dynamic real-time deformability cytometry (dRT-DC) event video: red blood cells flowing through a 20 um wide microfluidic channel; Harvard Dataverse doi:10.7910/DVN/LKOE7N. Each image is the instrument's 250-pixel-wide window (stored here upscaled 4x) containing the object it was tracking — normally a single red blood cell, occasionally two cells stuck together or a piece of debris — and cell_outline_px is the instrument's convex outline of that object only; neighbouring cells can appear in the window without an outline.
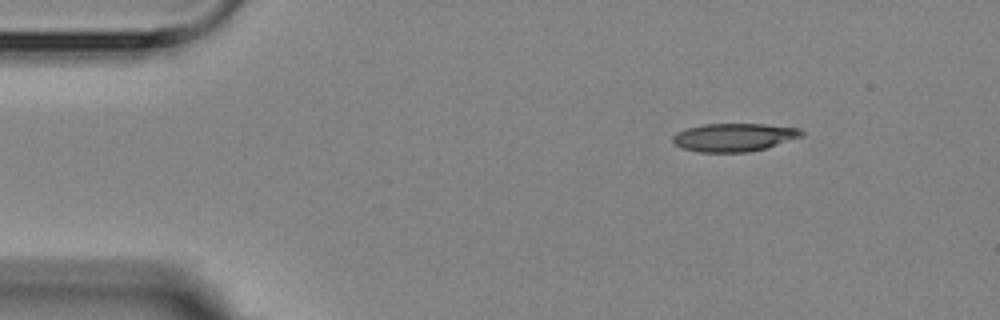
{"species": "Egyptian fruit bat (a non-hibernating species)", "species_latin": "Rousettus aegyptiacus", "temperature_condition": "room temperature", "stored_images_in_passage": 5, "camera_frame_rate_fps": 3000, "um_per_image_px": 0.085, "animal": {"sex": "female"}, "frame": {"image": 1, "passage_image": 1, "time_ms": 0.0, "image_size_px": [1000, 320], "cell_outline_px": [[804, 136], [768, 148], [748, 152], [700, 152], [684, 148], [676, 144], [672, 140], [672, 136], [676, 132], [688, 128], [704, 124], [764, 124], [800, 128], [804, 132]], "centroid_in_image_um": [62.45, 11.67], "position_along_channel_um": 22.5, "area_um2": 21.21}}
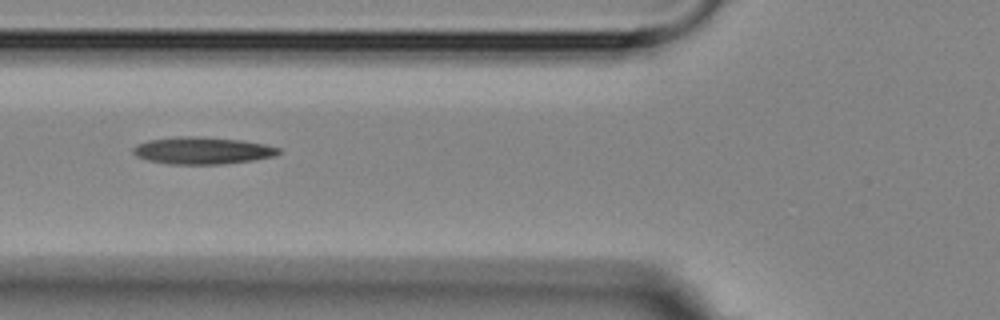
{"frame": {"image": 2, "passage_image": 4, "time_ms": 4.333, "image_size_px": [1000, 320], "cell_outline_px": [[280, 152], [276, 156], [252, 160], [220, 164], [168, 164], [148, 160], [136, 156], [132, 152], [132, 148], [136, 144], [148, 140], [176, 136], [200, 136], [244, 140], [264, 144], [280, 148]], "centroid_in_image_um": [17.18, 12.78], "position_along_channel_um": 108.6, "area_um2": 23.18}}
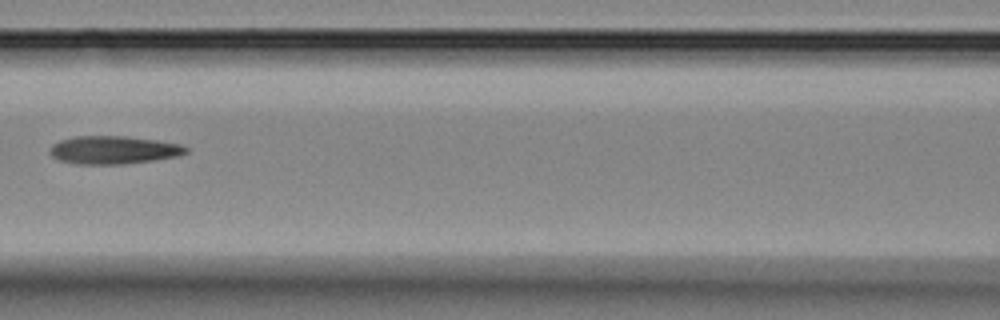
{"frame": {"image": 3, "passage_image": 5, "time_ms": 5.667, "image_size_px": [1000, 320], "cell_outline_px": [[188, 152], [180, 156], [152, 160], [120, 164], [76, 164], [60, 160], [52, 156], [48, 152], [52, 144], [60, 140], [76, 136], [128, 136], [156, 140], [180, 144], [188, 148]], "centroid_in_image_um": [9.64, 12.74], "position_along_channel_um": 157.0, "area_um2": 22.25}}